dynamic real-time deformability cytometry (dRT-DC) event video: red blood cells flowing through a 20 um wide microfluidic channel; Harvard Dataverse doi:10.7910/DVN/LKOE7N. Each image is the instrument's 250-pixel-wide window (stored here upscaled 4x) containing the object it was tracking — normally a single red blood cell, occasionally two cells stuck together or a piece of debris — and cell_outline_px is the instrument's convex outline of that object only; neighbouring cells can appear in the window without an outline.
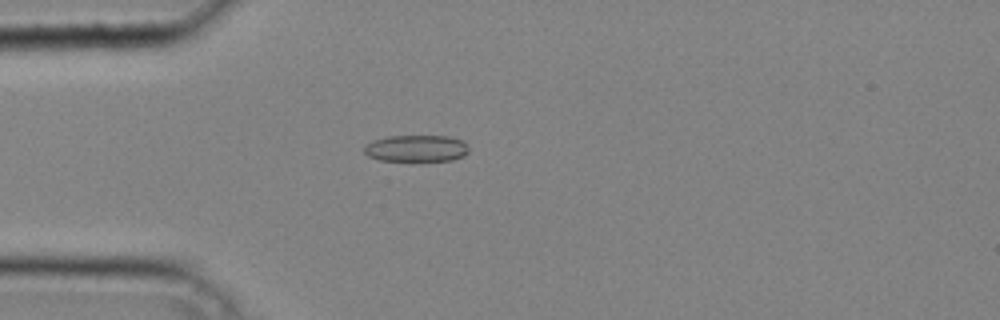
{"species": "common noctule bat (a hibernating species)", "species_latin": "Nyctalus noctula", "temperature_condition": "cold", "stored_images_in_passage": 40, "camera_frame_rate_fps": 3000, "um_per_image_px": 0.085, "animal": {"sex": "male", "body_mass_g": 20.4}, "frame": {"image": 1, "passage_image": 11, "time_ms": 3.333, "image_size_px": [1000, 320], "cell_outline_px": [[468, 152], [464, 156], [452, 160], [380, 160], [368, 156], [364, 152], [364, 144], [372, 140], [388, 136], [448, 136], [464, 140], [468, 144]], "centroid_in_image_um": [35.4, 12.59], "position_along_channel_um": 49.6, "area_um2": 16.36}}
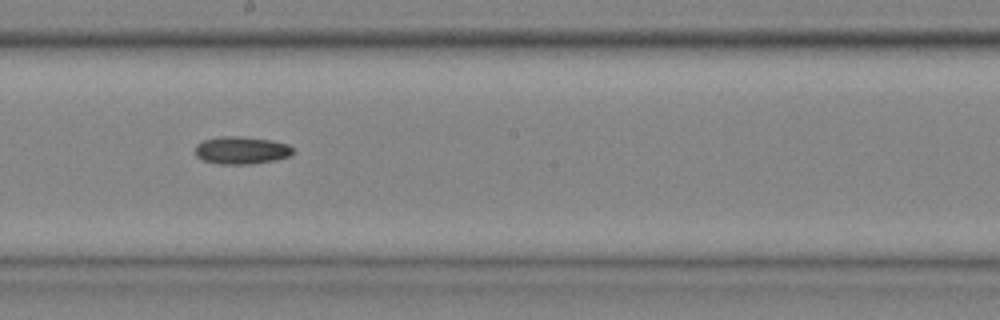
{"frame": {"image": 2, "passage_image": 23, "time_ms": 7.333, "image_size_px": [1000, 320], "cell_outline_px": [[296, 152], [292, 156], [276, 160], [252, 164], [220, 164], [204, 160], [196, 156], [196, 144], [204, 140], [216, 136], [240, 136], [272, 140], [288, 144]], "centroid_in_image_um": [20.57, 12.77], "position_along_channel_um": 227.6, "area_um2": 15.95}}
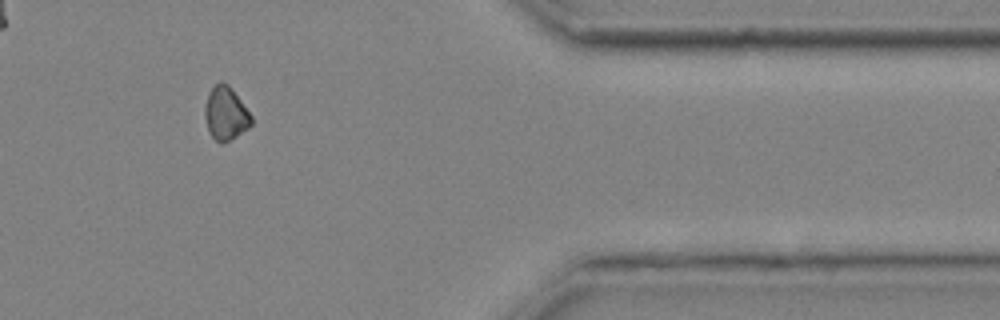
{"frame": {"image": 3, "passage_image": 35, "time_ms": 11.333, "image_size_px": [1000, 320], "cell_outline_px": [[252, 124], [248, 128], [236, 136], [220, 144], [208, 132], [204, 116], [204, 108], [208, 92], [220, 80], [228, 84], [252, 116]], "centroid_in_image_um": [19.16, 9.64], "position_along_channel_um": 392.2, "area_um2": 14.39}}